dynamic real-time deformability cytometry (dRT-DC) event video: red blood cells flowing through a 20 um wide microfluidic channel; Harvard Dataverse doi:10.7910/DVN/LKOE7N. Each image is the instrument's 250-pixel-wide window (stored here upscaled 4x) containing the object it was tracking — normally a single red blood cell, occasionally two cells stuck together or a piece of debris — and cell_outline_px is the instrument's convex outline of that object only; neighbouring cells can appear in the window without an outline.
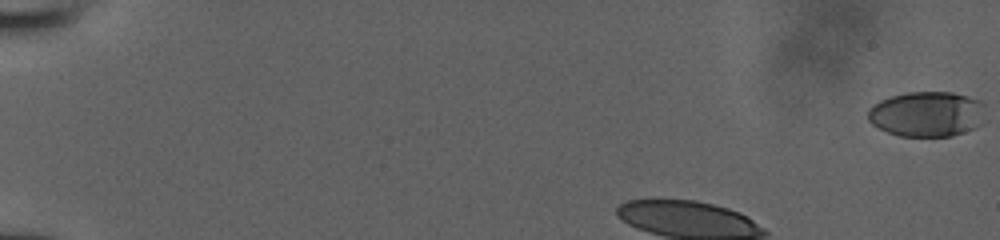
{"species": "human", "species_latin": "Homo sapiens", "temperature_condition": "room temperature", "stored_images_in_passage": 38, "camera_frame_rate_fps": 3000, "um_per_image_px": 0.085, "donor": {"sex": "male"}, "frame": {"image": 1, "passage_image": 1, "time_ms": 0.0, "image_size_px": [1000, 240], "cell_outline_px": [[984, 104], [980, 124], [964, 132], [952, 136], [900, 136], [888, 132], [872, 124], [868, 120], [868, 108], [872, 104], [880, 100], [892, 96], [908, 92], [952, 92], [968, 96], [980, 100]], "centroid_in_image_um": [78.76, 9.68], "position_along_channel_um": 6.2, "area_um2": 30.87}}
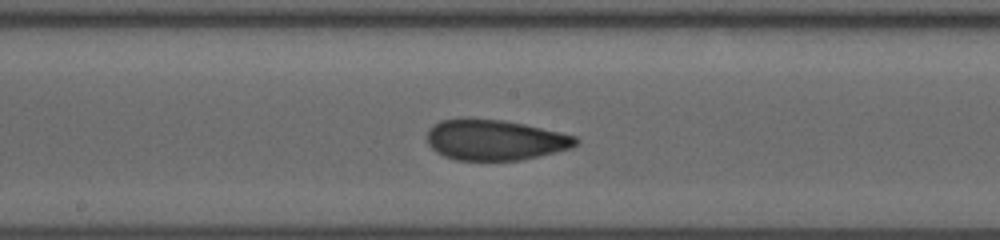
{"frame": {"image": 2, "passage_image": 22, "time_ms": 7.0, "image_size_px": [1000, 240], "cell_outline_px": [[580, 140], [572, 148], [520, 160], [456, 160], [444, 156], [436, 152], [428, 144], [428, 128], [432, 124], [440, 120], [460, 116], [472, 116], [504, 120], [524, 124], [560, 132], [576, 136]], "centroid_in_image_um": [42.02, 11.85], "position_along_channel_um": 206.2, "area_um2": 35.84}}
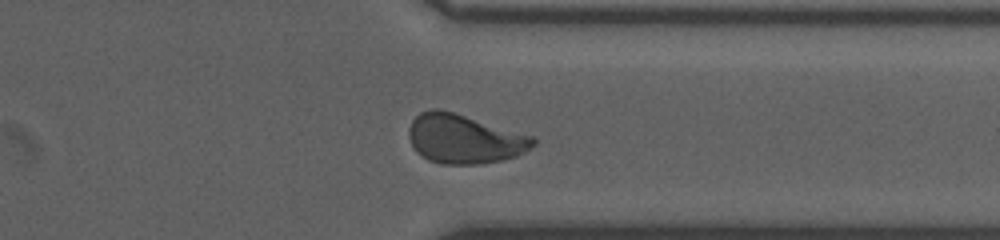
{"frame": {"image": 3, "passage_image": 34, "time_ms": 11.0, "image_size_px": [1000, 240], "cell_outline_px": [[536, 144], [524, 152], [516, 156], [504, 160], [480, 164], [440, 164], [428, 160], [416, 152], [408, 136], [408, 128], [412, 120], [420, 112], [432, 108], [440, 108], [532, 136], [536, 140]], "centroid_in_image_um": [39.43, 11.81], "position_along_channel_um": 372.0, "area_um2": 35.66}}